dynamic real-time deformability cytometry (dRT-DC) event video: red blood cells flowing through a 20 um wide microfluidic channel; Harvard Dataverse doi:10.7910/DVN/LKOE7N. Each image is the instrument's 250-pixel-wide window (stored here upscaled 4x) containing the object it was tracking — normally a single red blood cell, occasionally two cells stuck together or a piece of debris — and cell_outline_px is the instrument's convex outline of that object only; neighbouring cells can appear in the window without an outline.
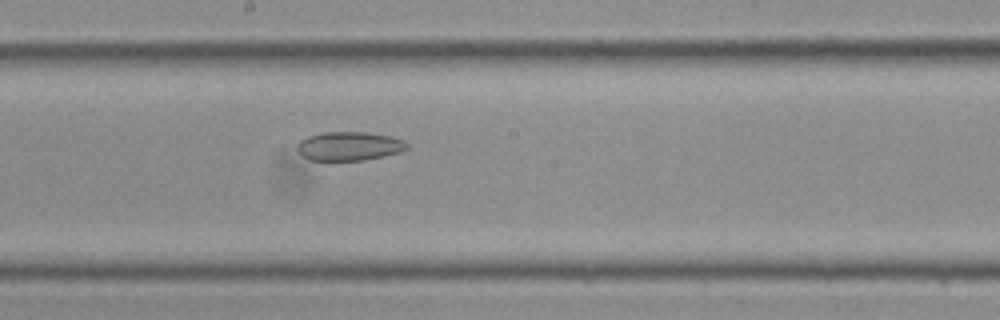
{"species": "Egyptian fruit bat (a non-hibernating species)", "species_latin": "Rousettus aegyptiacus", "temperature_condition": "cold", "stored_images_in_passage": 18, "camera_frame_rate_fps": 3000, "um_per_image_px": 0.085, "frame": {"image": 1, "passage_image": 16, "time_ms": 5.0, "image_size_px": [1000, 320], "cell_outline_px": [[408, 148], [400, 152], [384, 156], [364, 160], [312, 160], [304, 156], [296, 148], [300, 140], [308, 136], [324, 132], [368, 132], [392, 136], [404, 140], [408, 144]], "centroid_in_image_um": [29.72, 12.41], "position_along_channel_um": 218.5, "area_um2": 18.44}}
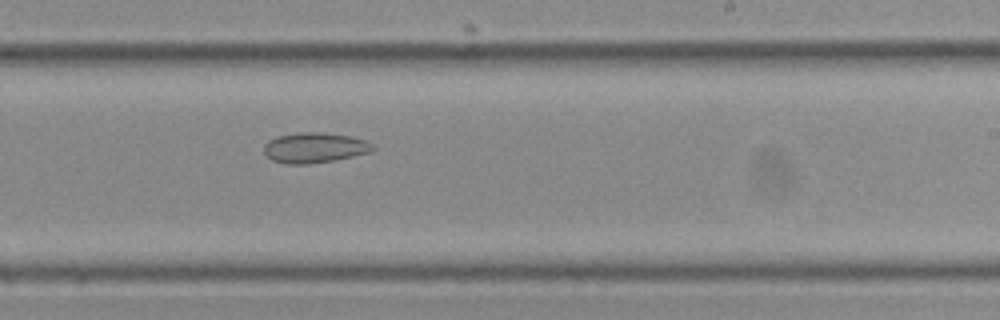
{"frame": {"image": 2, "passage_image": 18, "time_ms": 5.667, "image_size_px": [1000, 320], "cell_outline_px": [[376, 148], [372, 152], [332, 160], [308, 164], [284, 164], [272, 160], [264, 152], [264, 144], [268, 140], [280, 136], [300, 132], [324, 132], [352, 136], [364, 140], [372, 144]], "centroid_in_image_um": [26.75, 12.55], "position_along_channel_um": 262.3, "area_um2": 19.19}}